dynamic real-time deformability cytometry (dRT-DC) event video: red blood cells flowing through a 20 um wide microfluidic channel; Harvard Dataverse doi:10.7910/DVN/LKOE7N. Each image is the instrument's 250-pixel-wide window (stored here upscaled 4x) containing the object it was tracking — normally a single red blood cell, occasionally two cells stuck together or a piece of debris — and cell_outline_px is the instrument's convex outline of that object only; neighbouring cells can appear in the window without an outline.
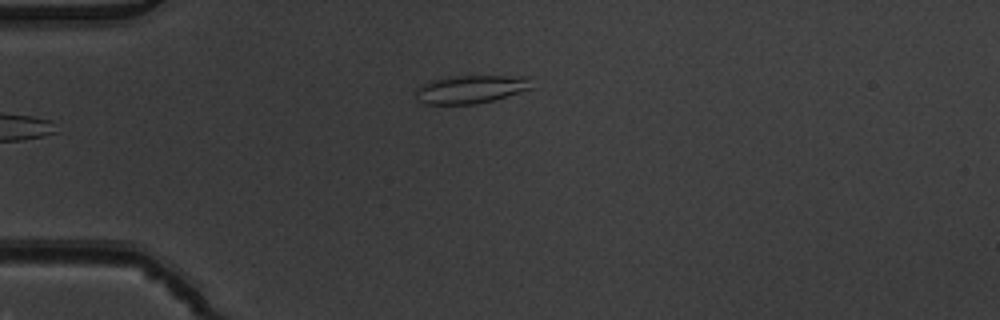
{"species": "common noctule bat (a hibernating species)", "species_latin": "Nyctalus noctula", "temperature_condition": "warm", "stored_images_in_passage": 6, "camera_frame_rate_fps": 3000, "um_per_image_px": 0.085, "animal": {"sex": "male", "body_mass_g": 19.5, "forearm_length_mm": 54.6}, "frame": {"image": 1, "passage_image": 6, "time_ms": 1.667, "image_size_px": [1000, 320], "cell_outline_px": [[532, 88], [492, 100], [476, 104], [424, 104], [416, 100], [416, 88], [420, 84], [432, 80], [456, 76], [532, 76]], "centroid_in_image_um": [40.0, 7.58], "position_along_channel_um": 45.0, "area_um2": 19.07}}